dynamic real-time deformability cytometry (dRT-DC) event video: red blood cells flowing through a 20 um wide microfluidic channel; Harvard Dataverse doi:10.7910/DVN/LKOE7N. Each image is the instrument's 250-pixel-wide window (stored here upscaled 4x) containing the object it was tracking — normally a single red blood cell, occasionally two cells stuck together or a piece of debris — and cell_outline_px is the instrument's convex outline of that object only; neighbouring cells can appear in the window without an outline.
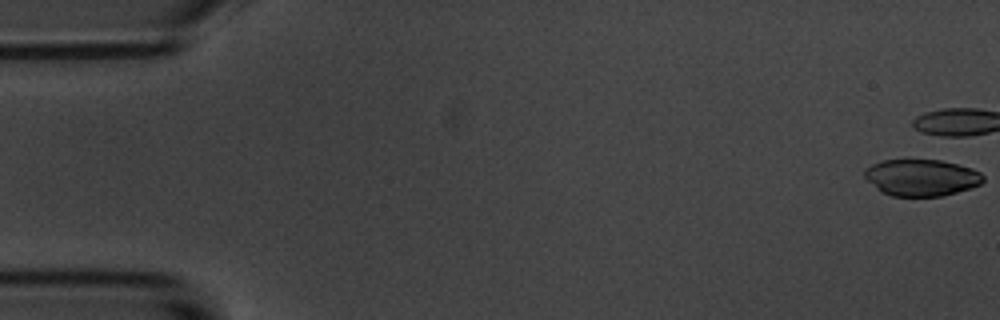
{"species": "common noctule bat (a hibernating species)", "species_latin": "Nyctalus noctula", "temperature_condition": "room temperature", "stored_images_in_passage": 11, "camera_frame_rate_fps": 3000, "um_per_image_px": 0.085, "animal": {"sex": "male", "body_mass_g": 20.1, "forearm_length_mm": 53.5}, "frame": {"image": 1, "passage_image": 1, "time_ms": 0.0, "image_size_px": [1000, 320], "cell_outline_px": [[984, 180], [980, 184], [972, 188], [944, 196], [892, 196], [876, 188], [864, 176], [864, 168], [872, 164], [884, 160], [940, 160], [972, 168], [980, 172], [984, 176]], "centroid_in_image_um": [78.34, 15.1], "position_along_channel_um": 6.7, "area_um2": 25.32}}